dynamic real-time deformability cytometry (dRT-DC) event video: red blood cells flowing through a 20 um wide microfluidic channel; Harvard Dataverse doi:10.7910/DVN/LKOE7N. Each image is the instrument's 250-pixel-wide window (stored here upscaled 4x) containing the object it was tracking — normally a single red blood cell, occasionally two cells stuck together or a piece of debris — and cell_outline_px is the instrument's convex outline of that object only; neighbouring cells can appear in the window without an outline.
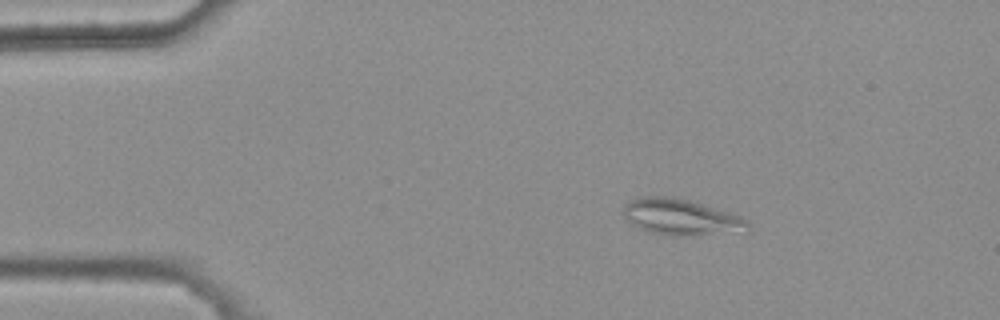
{"species": "common noctule bat (a hibernating species)", "species_latin": "Nyctalus noctula", "temperature_condition": "warm", "stored_images_in_passage": 5, "camera_frame_rate_fps": 3000, "um_per_image_px": 0.085, "animal": {"sex": "female", "body_mass_g": 25.1}, "frame": {"image": 1, "passage_image": 2, "time_ms": 0.333, "image_size_px": [1000, 320], "cell_outline_px": [[752, 224], [688, 236], [672, 236], [648, 232], [636, 228], [624, 220], [624, 208], [636, 196], [664, 196], [688, 200], [728, 212], [740, 216], [748, 220]], "centroid_in_image_um": [57.64, 18.42], "position_along_channel_um": 27.4, "area_um2": 24.97}}